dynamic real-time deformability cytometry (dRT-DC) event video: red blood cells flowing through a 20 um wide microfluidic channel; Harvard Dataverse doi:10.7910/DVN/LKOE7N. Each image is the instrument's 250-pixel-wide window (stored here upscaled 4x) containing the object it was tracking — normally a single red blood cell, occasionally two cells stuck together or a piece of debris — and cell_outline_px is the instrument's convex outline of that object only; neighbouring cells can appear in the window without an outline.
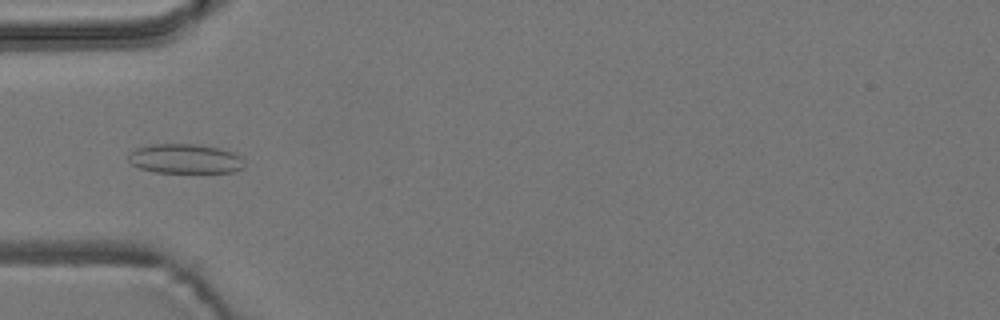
{"species": "common noctule bat (a hibernating species)", "species_latin": "Nyctalus noctula", "temperature_condition": "room temperature", "stored_images_in_passage": 4, "camera_frame_rate_fps": 3000, "um_per_image_px": 0.085, "animal": {"sex": "male", "body_mass_g": 19.2, "forearm_length_mm": 51.8}, "frame": {"image": 1, "passage_image": 4, "time_ms": 3.333, "image_size_px": [1000, 320], "cell_outline_px": [[244, 168], [232, 172], [156, 172], [140, 168], [132, 164], [128, 160], [128, 156], [136, 148], [152, 144], [192, 144], [220, 148], [232, 152], [240, 156], [244, 164]], "centroid_in_image_um": [15.74, 13.49], "position_along_channel_um": 69.3, "area_um2": 19.77}}